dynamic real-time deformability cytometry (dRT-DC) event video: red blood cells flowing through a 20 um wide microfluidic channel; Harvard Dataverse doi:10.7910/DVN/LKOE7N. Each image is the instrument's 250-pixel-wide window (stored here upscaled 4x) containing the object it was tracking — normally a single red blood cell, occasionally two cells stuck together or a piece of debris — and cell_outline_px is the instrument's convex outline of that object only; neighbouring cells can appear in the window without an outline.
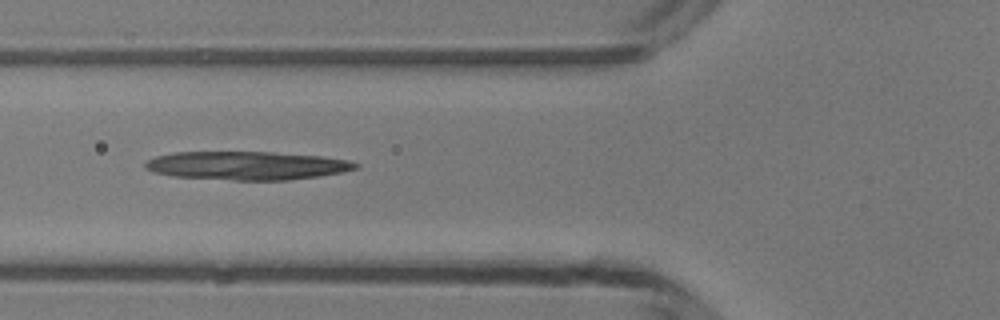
{"species": "common noctule bat (a hibernating species)", "species_latin": "Nyctalus noctula", "temperature_condition": "room temperature", "stored_images_in_passage": 35, "camera_frame_rate_fps": 3000, "um_per_image_px": 0.085, "animal": {"sex": "male", "body_mass_g": 13.3}, "frame": {"image": 1, "passage_image": 5, "time_ms": 1.333, "image_size_px": [1000, 320], "cell_outline_px": [[360, 168], [344, 172], [320, 176], [288, 180], [232, 180], [172, 176], [156, 172], [144, 168], [144, 164], [148, 160], [156, 156], [176, 152], [272, 152], [320, 156], [348, 160], [360, 164]], "centroid_in_image_um": [21.03, 14.08], "position_along_channel_um": 104.8, "area_um2": 34.91}}
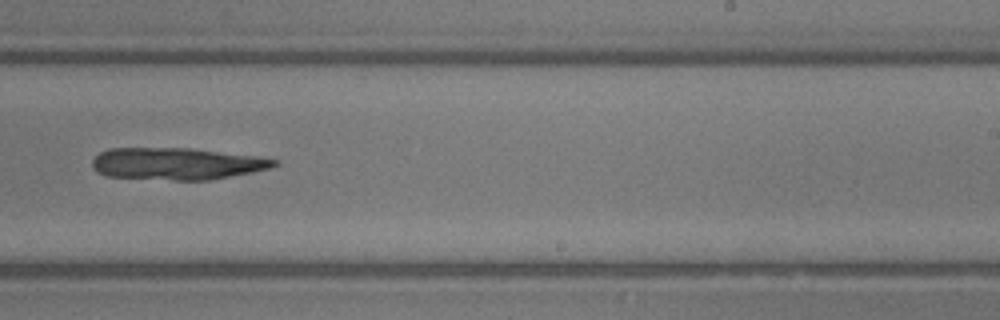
{"frame": {"image": 2, "passage_image": 17, "time_ms": 5.333, "image_size_px": [1000, 320], "cell_outline_px": [[280, 164], [268, 168], [252, 172], [208, 180], [176, 180], [104, 176], [96, 172], [92, 168], [92, 160], [100, 152], [108, 148], [188, 148], [252, 156], [276, 160]], "centroid_in_image_um": [14.93, 13.92], "position_along_channel_um": 274.1, "area_um2": 33.58}}
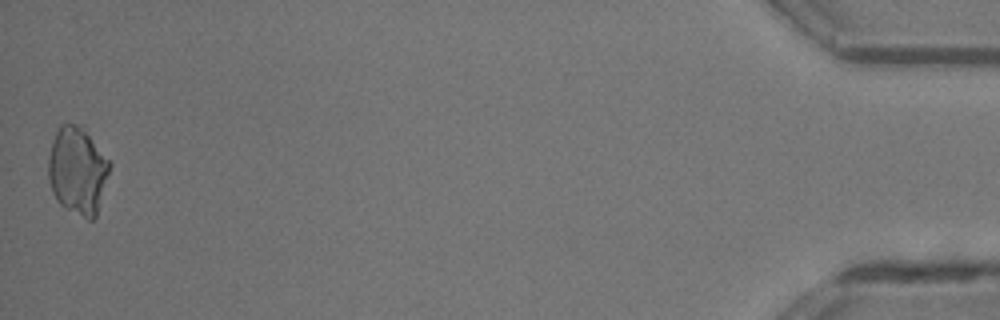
{"frame": {"image": 3, "passage_image": 35, "time_ms": 11.333, "image_size_px": [1000, 320], "cell_outline_px": [[112, 164], [96, 216], [92, 220], [88, 220], [64, 208], [56, 200], [52, 192], [48, 176], [48, 156], [52, 140], [60, 124], [84, 124]], "centroid_in_image_um": [6.6, 14.47], "position_along_channel_um": 428.6, "area_um2": 31.96}}